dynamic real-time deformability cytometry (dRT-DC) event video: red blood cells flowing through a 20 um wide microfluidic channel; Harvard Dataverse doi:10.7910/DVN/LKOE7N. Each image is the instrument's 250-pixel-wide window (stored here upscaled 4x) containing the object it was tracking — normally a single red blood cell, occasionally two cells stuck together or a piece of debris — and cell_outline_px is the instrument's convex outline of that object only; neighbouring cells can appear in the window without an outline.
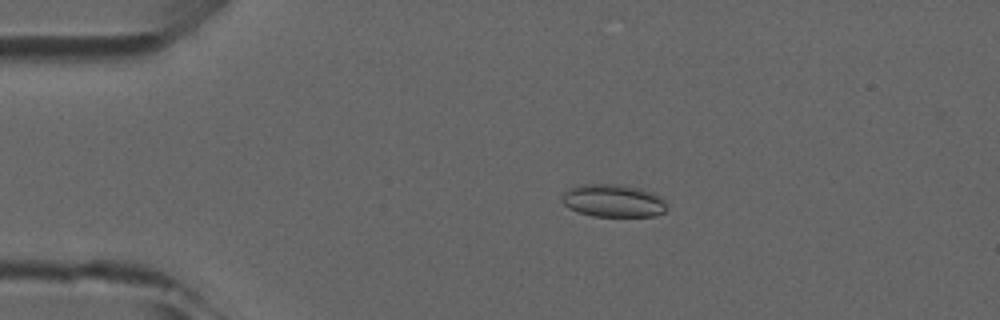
{"species": "common noctule bat (a hibernating species)", "species_latin": "Nyctalus noctula", "temperature_condition": "room temperature", "stored_images_in_passage": 4, "camera_frame_rate_fps": 3000, "um_per_image_px": 0.085, "animal": {"sex": "male", "forearm_length_mm": 52.5}, "frame": {"image": 1, "passage_image": 3, "time_ms": 2.333, "image_size_px": [1000, 320], "cell_outline_px": [[668, 208], [664, 212], [656, 216], [592, 216], [568, 208], [560, 200], [560, 196], [568, 188], [576, 184], [624, 184], [644, 188], [660, 196], [664, 200]], "centroid_in_image_um": [52.12, 17.04], "position_along_channel_um": 32.9, "area_um2": 20.52}}